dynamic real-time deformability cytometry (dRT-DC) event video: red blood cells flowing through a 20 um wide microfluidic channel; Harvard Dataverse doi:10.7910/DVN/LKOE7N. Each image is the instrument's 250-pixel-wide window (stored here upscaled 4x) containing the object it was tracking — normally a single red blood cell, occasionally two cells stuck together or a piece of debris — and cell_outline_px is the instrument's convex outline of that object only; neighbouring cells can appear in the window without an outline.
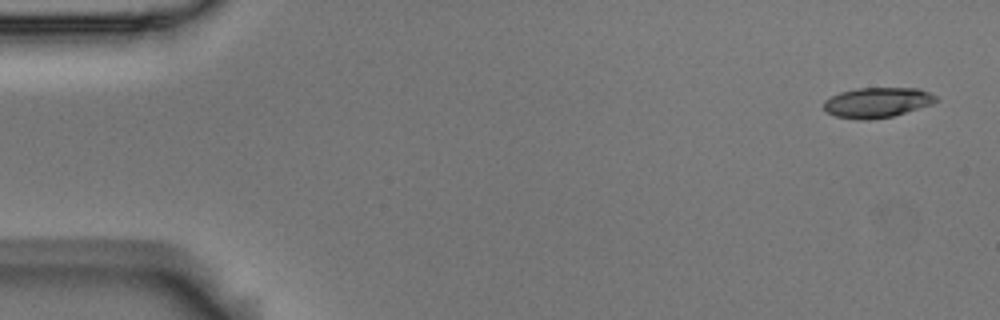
{"species": "Egyptian fruit bat (a non-hibernating species)", "species_latin": "Rousettus aegyptiacus", "temperature_condition": "room temperature", "stored_images_in_passage": 4, "camera_frame_rate_fps": 3000, "um_per_image_px": 0.085, "animal": {"sex": "male"}, "frame": {"image": 1, "passage_image": 1, "time_ms": 0.0, "image_size_px": [1000, 320], "cell_outline_px": [[940, 100], [932, 104], [892, 116], [868, 120], [860, 120], [836, 116], [828, 112], [824, 108], [824, 100], [840, 92], [856, 88], [920, 88], [936, 96]], "centroid_in_image_um": [74.58, 8.7], "position_along_channel_um": 10.4, "area_um2": 19.65}}